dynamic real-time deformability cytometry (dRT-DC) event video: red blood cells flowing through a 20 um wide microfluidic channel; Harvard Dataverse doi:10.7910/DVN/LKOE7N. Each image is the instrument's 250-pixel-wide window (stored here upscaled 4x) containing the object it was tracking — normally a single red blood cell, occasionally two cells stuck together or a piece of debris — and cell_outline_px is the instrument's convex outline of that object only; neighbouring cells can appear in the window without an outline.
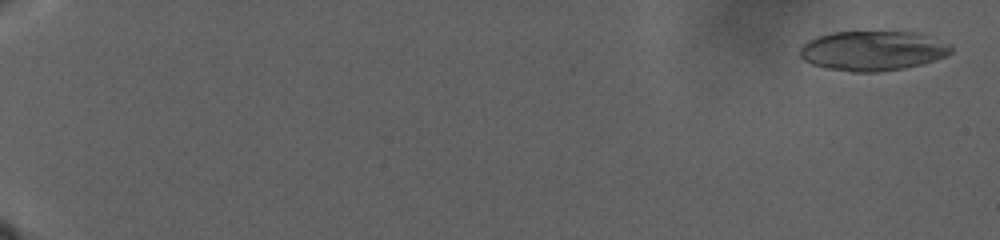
{"species": "human", "species_latin": "Homo sapiens", "temperature_condition": "warm", "stored_images_in_passage": 61, "camera_frame_rate_fps": 3000, "um_per_image_px": 0.085, "donor": {"sex": "male"}, "frame": {"image": 1, "passage_image": 1, "time_ms": 0.0, "image_size_px": [1000, 240], "cell_outline_px": [[952, 52], [936, 60], [904, 68], [880, 72], [852, 72], [828, 68], [812, 64], [804, 60], [800, 56], [800, 48], [808, 40], [816, 36], [832, 32], [916, 32], [952, 44]], "centroid_in_image_um": [74.19, 4.31], "position_along_channel_um": 10.8, "area_um2": 35.03}}
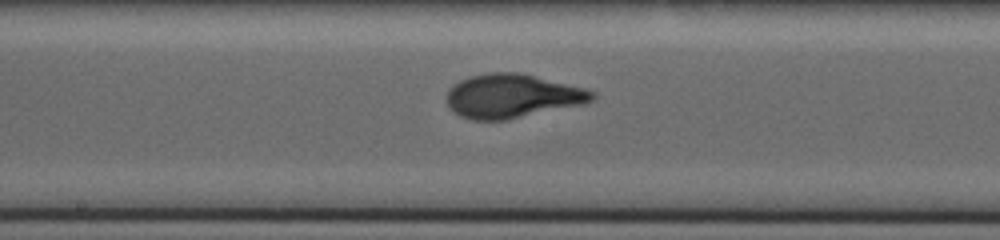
{"frame": {"image": 2, "passage_image": 34, "time_ms": 24.0, "image_size_px": [1000, 240], "cell_outline_px": [[596, 96], [592, 100], [584, 104], [508, 120], [472, 120], [460, 116], [448, 108], [448, 88], [452, 84], [468, 76], [488, 72], [520, 72], [584, 88], [596, 92]], "centroid_in_image_um": [43.52, 8.16], "position_along_channel_um": 204.7, "area_um2": 37.51}}
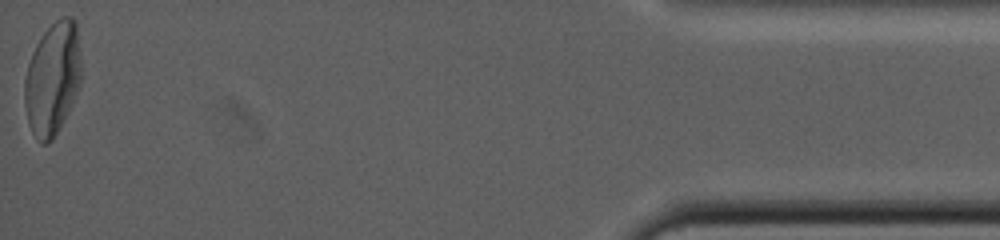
{"frame": {"image": 3, "passage_image": 61, "time_ms": 40.667, "image_size_px": [1000, 240], "cell_outline_px": [[80, 84], [72, 104], [68, 112], [52, 140], [48, 144], [40, 144], [36, 140], [28, 124], [24, 104], [24, 80], [28, 64], [32, 52], [36, 44], [44, 32], [60, 16], [72, 16], [76, 20], [80, 56]], "centroid_in_image_um": [4.45, 6.69], "position_along_channel_um": 430.7, "area_um2": 37.45}}